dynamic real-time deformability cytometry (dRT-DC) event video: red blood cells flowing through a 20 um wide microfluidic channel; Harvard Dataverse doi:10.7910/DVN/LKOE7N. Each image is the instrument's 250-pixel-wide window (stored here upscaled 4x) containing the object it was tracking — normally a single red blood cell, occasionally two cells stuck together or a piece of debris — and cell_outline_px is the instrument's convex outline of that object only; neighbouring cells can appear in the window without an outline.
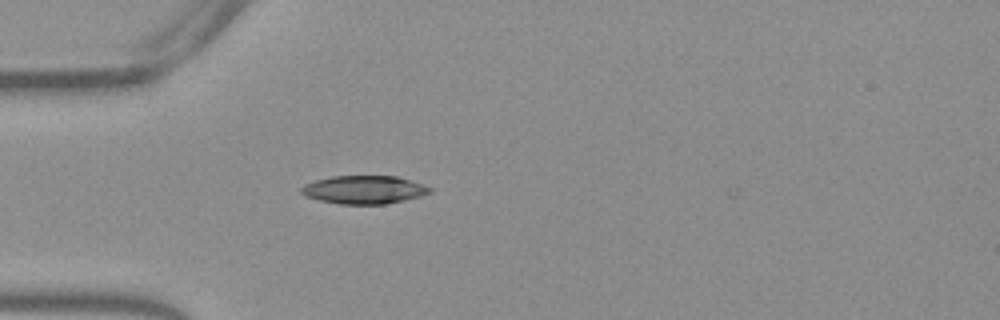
{"species": "Egyptian fruit bat (a non-hibernating species)", "species_latin": "Rousettus aegyptiacus", "temperature_condition": "warm", "stored_images_in_passage": 2, "camera_frame_rate_fps": 3000, "um_per_image_px": 0.085, "frame": {"image": 1, "passage_image": 1, "time_ms": 0.0, "image_size_px": [1000, 320], "cell_outline_px": [[432, 192], [420, 196], [404, 200], [384, 204], [340, 204], [320, 200], [304, 196], [300, 192], [300, 188], [304, 184], [316, 180], [332, 176], [396, 176], [424, 184], [432, 188]], "centroid_in_image_um": [30.94, 16.12], "position_along_channel_um": 54.1, "area_um2": 21.15}}